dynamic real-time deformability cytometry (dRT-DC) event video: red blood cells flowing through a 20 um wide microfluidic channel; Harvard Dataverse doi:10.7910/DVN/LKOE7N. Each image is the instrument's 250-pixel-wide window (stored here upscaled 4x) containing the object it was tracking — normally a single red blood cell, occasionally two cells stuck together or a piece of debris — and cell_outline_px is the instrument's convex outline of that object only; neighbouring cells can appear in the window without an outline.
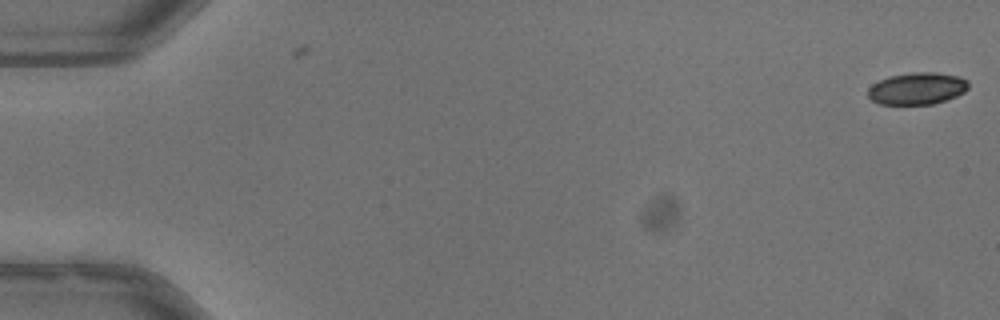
{"species": "common noctule bat (a hibernating species)", "species_latin": "Nyctalus noctula", "temperature_condition": "warm", "stored_images_in_passage": 2, "camera_frame_rate_fps": 3000, "um_per_image_px": 0.085, "animal": {"sex": "male", "body_mass_g": 13.3}, "frame": {"image": 1, "passage_image": 2, "time_ms": 0.333, "image_size_px": [1000, 320], "cell_outline_px": [[968, 88], [964, 92], [956, 96], [932, 104], [880, 104], [872, 100], [868, 96], [868, 88], [872, 84], [888, 76], [912, 72], [936, 72], [960, 76], [968, 80]], "centroid_in_image_um": [77.96, 7.51], "position_along_channel_um": 7.0, "area_um2": 18.79}}